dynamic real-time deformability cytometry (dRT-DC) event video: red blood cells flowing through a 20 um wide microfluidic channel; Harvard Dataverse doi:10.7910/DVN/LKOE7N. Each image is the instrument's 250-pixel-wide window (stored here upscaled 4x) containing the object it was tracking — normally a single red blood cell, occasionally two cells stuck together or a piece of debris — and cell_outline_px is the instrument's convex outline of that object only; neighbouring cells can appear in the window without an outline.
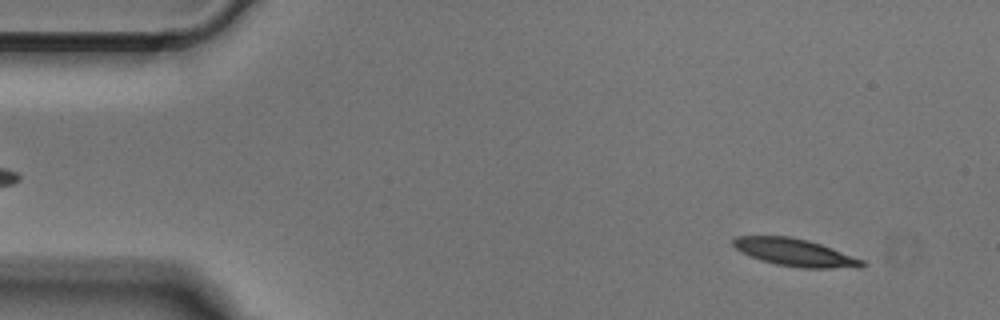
{"species": "Egyptian fruit bat (a non-hibernating species)", "species_latin": "Rousettus aegyptiacus", "temperature_condition": "cold", "stored_images_in_passage": 51, "segment_of_instrument_passage": [1, 2], "camera_frame_rate_fps": 3000, "um_per_image_px": 0.085, "animal": {"sex": "male"}, "frame": {"image": 1, "passage_image": 4, "time_ms": 1.0, "image_size_px": [1000, 320], "cell_outline_px": [[868, 264], [860, 268], [800, 268], [776, 264], [760, 260], [740, 252], [732, 244], [732, 240], [736, 236], [792, 236], [808, 240], [832, 248], [864, 260]], "centroid_in_image_um": [67.59, 21.46], "position_along_channel_um": 17.4, "area_um2": 20.81}}
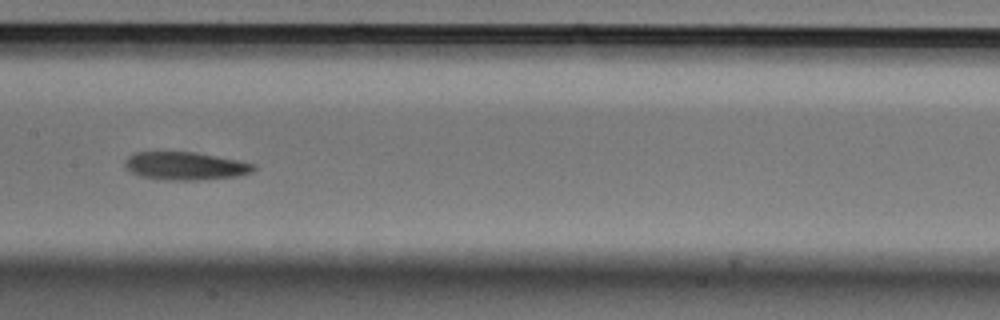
{"frame": {"image": 2, "passage_image": 24, "time_ms": 7.667, "image_size_px": [1000, 320], "cell_outline_px": [[256, 168], [252, 172], [240, 176], [200, 180], [164, 180], [140, 176], [124, 168], [124, 160], [128, 156], [136, 152], [196, 152], [256, 164]], "centroid_in_image_um": [15.74, 14.11], "position_along_channel_um": 191.7, "area_um2": 21.15}}
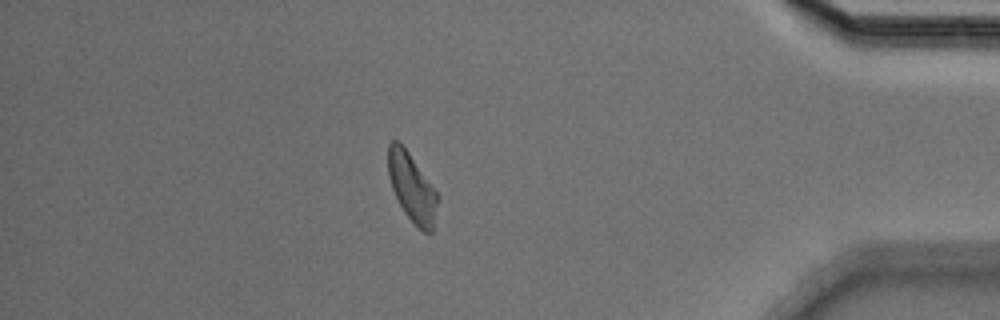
{"frame": {"image": 3, "passage_image": 43, "time_ms": 14.0, "image_size_px": [1000, 320], "cell_outline_px": [[436, 204], [432, 232], [424, 232], [404, 212], [392, 188], [388, 176], [388, 144], [392, 140], [396, 140], [408, 152], [436, 192]], "centroid_in_image_um": [34.96, 15.91], "position_along_channel_um": 400.2, "area_um2": 18.79}}